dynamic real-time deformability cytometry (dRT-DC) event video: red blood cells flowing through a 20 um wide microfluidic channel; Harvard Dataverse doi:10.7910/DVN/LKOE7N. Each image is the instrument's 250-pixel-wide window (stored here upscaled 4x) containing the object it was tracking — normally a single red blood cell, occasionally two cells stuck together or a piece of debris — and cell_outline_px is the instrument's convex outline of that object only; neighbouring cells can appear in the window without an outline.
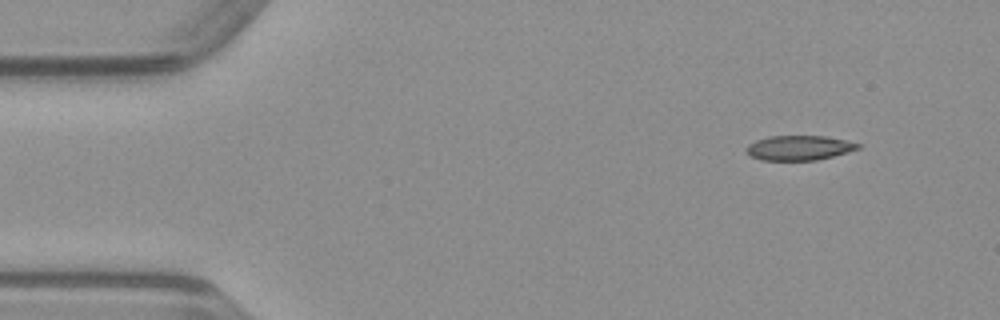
{"species": "common noctule bat (a hibernating species)", "species_latin": "Nyctalus noctula", "temperature_condition": "warm", "stored_images_in_passage": 45, "camera_frame_rate_fps": 3000, "um_per_image_px": 0.085, "animal": {"sex": "male", "body_mass_g": 23.1, "forearm_length_mm": 52.7}, "frame": {"image": 1, "passage_image": 1, "time_ms": 0.0, "image_size_px": [1000, 320], "cell_outline_px": [[860, 148], [848, 152], [816, 160], [760, 160], [752, 156], [744, 148], [748, 144], [756, 140], [768, 136], [824, 136], [844, 140], [860, 144]], "centroid_in_image_um": [67.89, 12.56], "position_along_channel_um": 17.1, "area_um2": 15.95}}
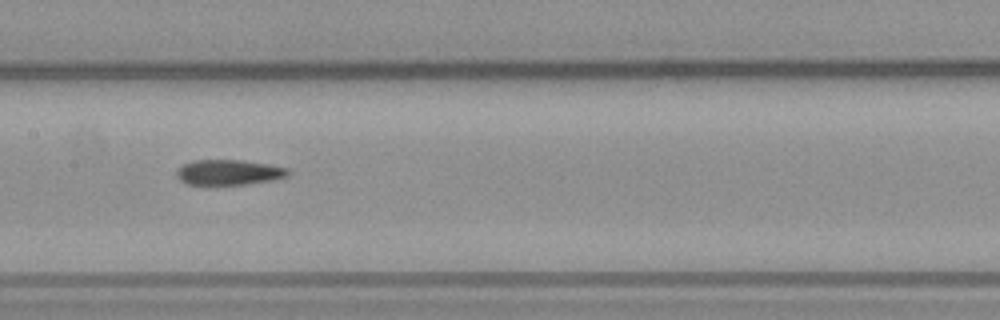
{"frame": {"image": 2, "passage_image": 20, "time_ms": 6.333, "image_size_px": [1000, 320], "cell_outline_px": [[292, 172], [288, 176], [272, 180], [248, 184], [208, 188], [188, 184], [180, 180], [176, 176], [176, 172], [184, 164], [192, 160], [240, 160], [268, 164], [288, 168]], "centroid_in_image_um": [19.42, 14.7], "position_along_channel_um": 188.0, "area_um2": 17.22}}
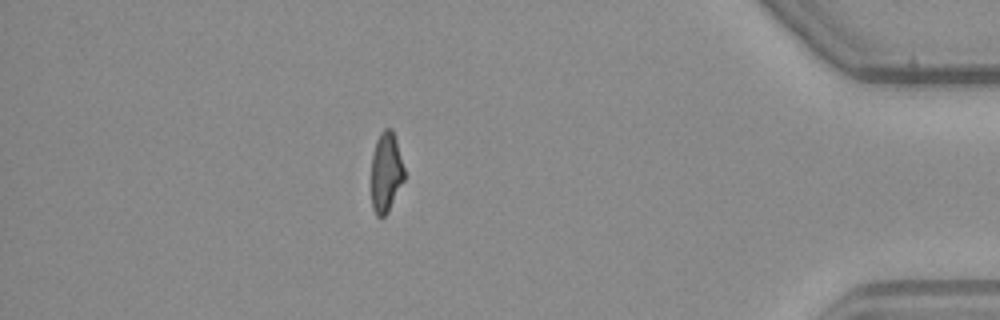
{"frame": {"image": 3, "passage_image": 39, "time_ms": 12.667, "image_size_px": [1000, 320], "cell_outline_px": [[404, 180], [388, 212], [384, 216], [376, 216], [372, 208], [372, 156], [376, 140], [380, 132], [384, 128], [392, 128], [396, 140], [404, 168]], "centroid_in_image_um": [32.81, 14.63], "position_along_channel_um": 402.4, "area_um2": 15.32}}